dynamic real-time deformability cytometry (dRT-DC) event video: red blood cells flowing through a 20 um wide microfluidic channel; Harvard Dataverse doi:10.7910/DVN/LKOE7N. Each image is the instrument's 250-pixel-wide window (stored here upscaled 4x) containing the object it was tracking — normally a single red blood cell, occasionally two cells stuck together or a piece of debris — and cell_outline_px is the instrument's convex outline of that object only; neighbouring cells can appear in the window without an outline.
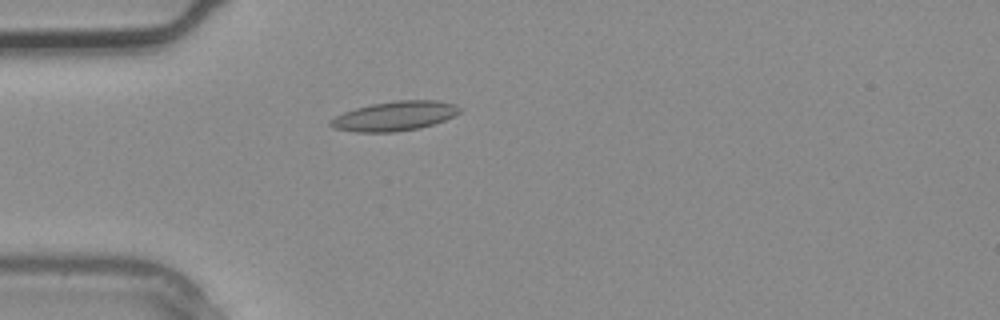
{"species": "common noctule bat (a hibernating species)", "species_latin": "Nyctalus noctula", "temperature_condition": "warm", "stored_images_in_passage": 3, "camera_frame_rate_fps": 3000, "um_per_image_px": 0.085, "animal": {"sex": "male", "body_mass_g": 20.4}, "frame": {"image": 1, "passage_image": 3, "time_ms": 0.667, "image_size_px": [1000, 320], "cell_outline_px": [[460, 112], [444, 120], [420, 128], [396, 132], [356, 132], [336, 128], [328, 124], [328, 120], [344, 112], [356, 108], [372, 104], [396, 100], [436, 100], [456, 104], [460, 108]], "centroid_in_image_um": [33.54, 9.86], "position_along_channel_um": 51.5, "area_um2": 22.08}}